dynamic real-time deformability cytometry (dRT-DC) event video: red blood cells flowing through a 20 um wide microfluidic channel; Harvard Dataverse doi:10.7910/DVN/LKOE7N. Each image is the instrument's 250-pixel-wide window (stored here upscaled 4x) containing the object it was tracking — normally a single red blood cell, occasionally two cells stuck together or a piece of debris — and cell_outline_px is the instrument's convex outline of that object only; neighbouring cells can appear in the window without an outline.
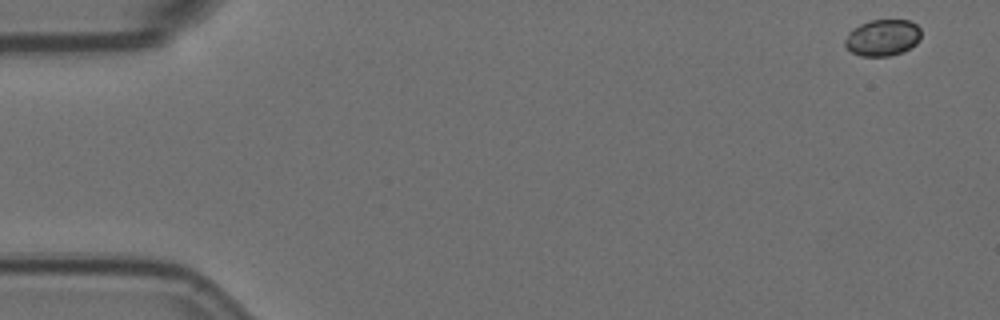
{"species": "Egyptian fruit bat (a non-hibernating species)", "species_latin": "Rousettus aegyptiacus", "temperature_condition": "room temperature", "stored_images_in_passage": 15, "camera_frame_rate_fps": 3000, "um_per_image_px": 0.085, "animal": {"sex": "female"}, "frame": {"image": 1, "passage_image": 1, "time_ms": 0.0, "image_size_px": [1000, 320], "cell_outline_px": [[920, 40], [916, 44], [900, 52], [888, 56], [860, 56], [852, 52], [844, 44], [844, 40], [848, 32], [852, 28], [860, 24], [872, 20], [908, 20], [916, 24], [920, 28]], "centroid_in_image_um": [75.0, 3.19], "position_along_channel_um": 10.0, "area_um2": 16.13}}
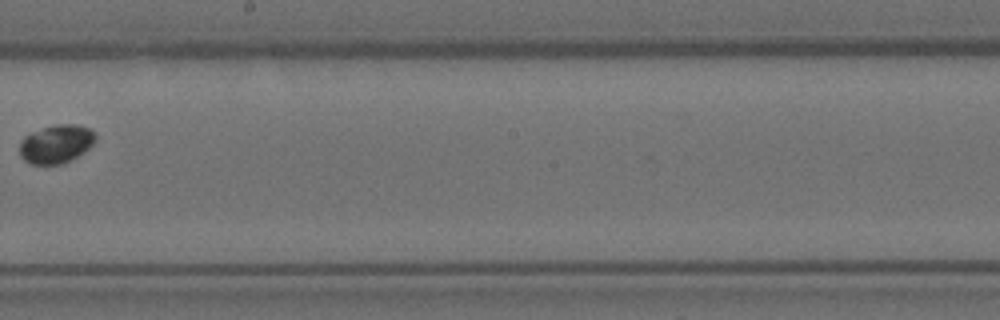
{"frame": {"image": 2, "passage_image": 9, "time_ms": 2.667, "image_size_px": [1000, 320], "cell_outline_px": [[96, 140], [84, 152], [60, 164], [32, 164], [24, 160], [20, 156], [20, 140], [24, 136], [32, 132], [56, 124], [76, 124], [88, 128], [96, 132]], "centroid_in_image_um": [4.77, 12.22], "position_along_channel_um": 243.4, "area_um2": 16.88}}
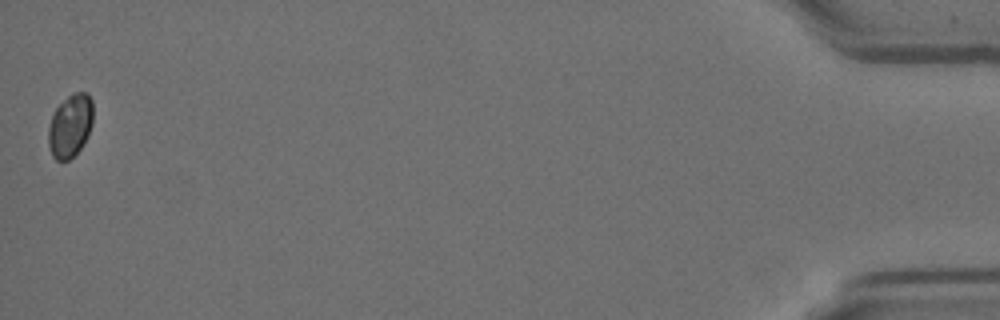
{"frame": {"image": 3, "passage_image": 15, "time_ms": 4.667, "image_size_px": [1000, 320], "cell_outline_px": [[92, 124], [80, 148], [68, 160], [56, 160], [52, 156], [48, 144], [48, 128], [52, 116], [56, 108], [72, 92], [88, 92], [92, 100]], "centroid_in_image_um": [5.95, 10.66], "position_along_channel_um": 429.2, "area_um2": 16.18}}